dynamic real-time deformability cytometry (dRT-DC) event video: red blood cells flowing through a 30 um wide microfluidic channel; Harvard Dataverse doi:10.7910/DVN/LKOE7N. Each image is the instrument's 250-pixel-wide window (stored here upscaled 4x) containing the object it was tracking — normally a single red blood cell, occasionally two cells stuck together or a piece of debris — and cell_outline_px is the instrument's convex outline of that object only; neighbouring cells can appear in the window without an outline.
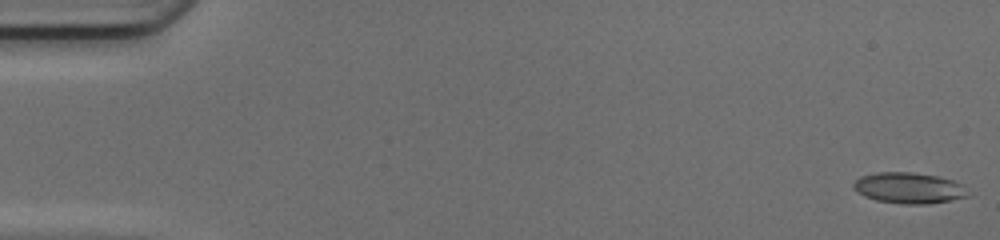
{"species": "common noctule bat (a hibernating species)", "species_latin": "Nyctalus noctula", "temperature_condition": "cold", "stored_images_in_passage": 8, "camera_frame_rate_fps": 3000, "um_per_image_px": 0.085, "animal": {"sex": "female", "body_mass_g": 17.0, "forearm_length_mm": 48.0}, "frame": {"image": 1, "passage_image": 1, "time_ms": 0.0, "image_size_px": [1000, 240], "cell_outline_px": [[972, 196], [928, 204], [904, 204], [876, 200], [864, 196], [852, 188], [852, 184], [860, 176], [876, 172], [912, 172], [940, 176], [952, 180], [960, 184]], "centroid_in_image_um": [77.24, 15.97], "position_along_channel_um": 7.8, "area_um2": 20.75}}